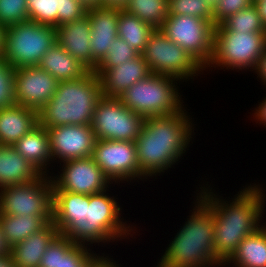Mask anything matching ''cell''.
<instances>
[{
	"instance_id": "cell-1",
	"label": "cell",
	"mask_w": 266,
	"mask_h": 267,
	"mask_svg": "<svg viewBox=\"0 0 266 267\" xmlns=\"http://www.w3.org/2000/svg\"><path fill=\"white\" fill-rule=\"evenodd\" d=\"M111 188L92 195L53 191L52 222L59 233L76 244L95 248L94 244L98 249L139 236L137 225L124 219L118 195L109 193Z\"/></svg>"
},
{
	"instance_id": "cell-2",
	"label": "cell",
	"mask_w": 266,
	"mask_h": 267,
	"mask_svg": "<svg viewBox=\"0 0 266 267\" xmlns=\"http://www.w3.org/2000/svg\"><path fill=\"white\" fill-rule=\"evenodd\" d=\"M254 181L242 186L231 199L230 196L224 199L219 190L217 193L212 181L200 182L203 184H198L199 188L194 191L214 215V252L223 263L232 256L246 236L265 224L266 187Z\"/></svg>"
},
{
	"instance_id": "cell-3",
	"label": "cell",
	"mask_w": 266,
	"mask_h": 267,
	"mask_svg": "<svg viewBox=\"0 0 266 267\" xmlns=\"http://www.w3.org/2000/svg\"><path fill=\"white\" fill-rule=\"evenodd\" d=\"M187 110L190 109L186 105L175 114L144 119L135 145L139 168L148 179H158L170 168L175 169L190 150L196 134L194 130L198 132V129H195L197 124L192 113Z\"/></svg>"
},
{
	"instance_id": "cell-4",
	"label": "cell",
	"mask_w": 266,
	"mask_h": 267,
	"mask_svg": "<svg viewBox=\"0 0 266 267\" xmlns=\"http://www.w3.org/2000/svg\"><path fill=\"white\" fill-rule=\"evenodd\" d=\"M192 195V210L165 251L162 250L154 267H223L224 263L214 252V215L195 194Z\"/></svg>"
},
{
	"instance_id": "cell-5",
	"label": "cell",
	"mask_w": 266,
	"mask_h": 267,
	"mask_svg": "<svg viewBox=\"0 0 266 267\" xmlns=\"http://www.w3.org/2000/svg\"><path fill=\"white\" fill-rule=\"evenodd\" d=\"M102 98L99 78L88 71L76 80L60 81L51 99L38 111V124L46 129L64 125H91Z\"/></svg>"
},
{
	"instance_id": "cell-6",
	"label": "cell",
	"mask_w": 266,
	"mask_h": 267,
	"mask_svg": "<svg viewBox=\"0 0 266 267\" xmlns=\"http://www.w3.org/2000/svg\"><path fill=\"white\" fill-rule=\"evenodd\" d=\"M181 84L183 85L173 76L152 73L126 89L118 99L132 112L144 118L168 116L186 106L183 104V94L179 92Z\"/></svg>"
},
{
	"instance_id": "cell-7",
	"label": "cell",
	"mask_w": 266,
	"mask_h": 267,
	"mask_svg": "<svg viewBox=\"0 0 266 267\" xmlns=\"http://www.w3.org/2000/svg\"><path fill=\"white\" fill-rule=\"evenodd\" d=\"M265 47L266 33L231 32L219 24L214 27L212 59L204 71L253 72Z\"/></svg>"
},
{
	"instance_id": "cell-8",
	"label": "cell",
	"mask_w": 266,
	"mask_h": 267,
	"mask_svg": "<svg viewBox=\"0 0 266 267\" xmlns=\"http://www.w3.org/2000/svg\"><path fill=\"white\" fill-rule=\"evenodd\" d=\"M56 43V27L27 20L5 29L1 57L15 69L38 66L42 57Z\"/></svg>"
},
{
	"instance_id": "cell-9",
	"label": "cell",
	"mask_w": 266,
	"mask_h": 267,
	"mask_svg": "<svg viewBox=\"0 0 266 267\" xmlns=\"http://www.w3.org/2000/svg\"><path fill=\"white\" fill-rule=\"evenodd\" d=\"M151 73L173 76L182 83L193 81L204 75V68L179 45L155 29L141 53ZM196 77V78H195Z\"/></svg>"
},
{
	"instance_id": "cell-10",
	"label": "cell",
	"mask_w": 266,
	"mask_h": 267,
	"mask_svg": "<svg viewBox=\"0 0 266 267\" xmlns=\"http://www.w3.org/2000/svg\"><path fill=\"white\" fill-rule=\"evenodd\" d=\"M214 27L198 17L168 15L160 30L205 69L212 59Z\"/></svg>"
},
{
	"instance_id": "cell-11",
	"label": "cell",
	"mask_w": 266,
	"mask_h": 267,
	"mask_svg": "<svg viewBox=\"0 0 266 267\" xmlns=\"http://www.w3.org/2000/svg\"><path fill=\"white\" fill-rule=\"evenodd\" d=\"M91 157L117 186L149 180L139 168L135 142L97 139Z\"/></svg>"
},
{
	"instance_id": "cell-12",
	"label": "cell",
	"mask_w": 266,
	"mask_h": 267,
	"mask_svg": "<svg viewBox=\"0 0 266 267\" xmlns=\"http://www.w3.org/2000/svg\"><path fill=\"white\" fill-rule=\"evenodd\" d=\"M144 119L142 115L128 109L118 98L102 97L93 113L91 128L96 139L135 142Z\"/></svg>"
},
{
	"instance_id": "cell-13",
	"label": "cell",
	"mask_w": 266,
	"mask_h": 267,
	"mask_svg": "<svg viewBox=\"0 0 266 267\" xmlns=\"http://www.w3.org/2000/svg\"><path fill=\"white\" fill-rule=\"evenodd\" d=\"M52 203L53 182L48 175L0 189L2 215H52Z\"/></svg>"
},
{
	"instance_id": "cell-14",
	"label": "cell",
	"mask_w": 266,
	"mask_h": 267,
	"mask_svg": "<svg viewBox=\"0 0 266 267\" xmlns=\"http://www.w3.org/2000/svg\"><path fill=\"white\" fill-rule=\"evenodd\" d=\"M56 167L50 175L53 191L92 195L116 185L104 175L91 156L63 161Z\"/></svg>"
},
{
	"instance_id": "cell-15",
	"label": "cell",
	"mask_w": 266,
	"mask_h": 267,
	"mask_svg": "<svg viewBox=\"0 0 266 267\" xmlns=\"http://www.w3.org/2000/svg\"><path fill=\"white\" fill-rule=\"evenodd\" d=\"M53 164L92 156L96 136L91 125H64L47 129Z\"/></svg>"
},
{
	"instance_id": "cell-16",
	"label": "cell",
	"mask_w": 266,
	"mask_h": 267,
	"mask_svg": "<svg viewBox=\"0 0 266 267\" xmlns=\"http://www.w3.org/2000/svg\"><path fill=\"white\" fill-rule=\"evenodd\" d=\"M58 82L39 66L17 68L14 74L15 101L38 112L55 94Z\"/></svg>"
},
{
	"instance_id": "cell-17",
	"label": "cell",
	"mask_w": 266,
	"mask_h": 267,
	"mask_svg": "<svg viewBox=\"0 0 266 267\" xmlns=\"http://www.w3.org/2000/svg\"><path fill=\"white\" fill-rule=\"evenodd\" d=\"M94 72L99 78L102 97L108 98H118L133 84L152 74L141 54L119 66Z\"/></svg>"
},
{
	"instance_id": "cell-18",
	"label": "cell",
	"mask_w": 266,
	"mask_h": 267,
	"mask_svg": "<svg viewBox=\"0 0 266 267\" xmlns=\"http://www.w3.org/2000/svg\"><path fill=\"white\" fill-rule=\"evenodd\" d=\"M120 10L98 7L86 12L91 26L92 71L103 61L111 44L118 37Z\"/></svg>"
},
{
	"instance_id": "cell-19",
	"label": "cell",
	"mask_w": 266,
	"mask_h": 267,
	"mask_svg": "<svg viewBox=\"0 0 266 267\" xmlns=\"http://www.w3.org/2000/svg\"><path fill=\"white\" fill-rule=\"evenodd\" d=\"M29 20L54 27L83 17L87 10L77 0H27Z\"/></svg>"
},
{
	"instance_id": "cell-20",
	"label": "cell",
	"mask_w": 266,
	"mask_h": 267,
	"mask_svg": "<svg viewBox=\"0 0 266 267\" xmlns=\"http://www.w3.org/2000/svg\"><path fill=\"white\" fill-rule=\"evenodd\" d=\"M57 43L89 71H92L91 26L87 13L72 22L56 27Z\"/></svg>"
},
{
	"instance_id": "cell-21",
	"label": "cell",
	"mask_w": 266,
	"mask_h": 267,
	"mask_svg": "<svg viewBox=\"0 0 266 267\" xmlns=\"http://www.w3.org/2000/svg\"><path fill=\"white\" fill-rule=\"evenodd\" d=\"M13 147L43 175L50 176L53 173L55 167L50 150L49 134L45 127L38 124L22 136Z\"/></svg>"
},
{
	"instance_id": "cell-22",
	"label": "cell",
	"mask_w": 266,
	"mask_h": 267,
	"mask_svg": "<svg viewBox=\"0 0 266 267\" xmlns=\"http://www.w3.org/2000/svg\"><path fill=\"white\" fill-rule=\"evenodd\" d=\"M53 222L10 248L13 267H39L47 247L59 235Z\"/></svg>"
},
{
	"instance_id": "cell-23",
	"label": "cell",
	"mask_w": 266,
	"mask_h": 267,
	"mask_svg": "<svg viewBox=\"0 0 266 267\" xmlns=\"http://www.w3.org/2000/svg\"><path fill=\"white\" fill-rule=\"evenodd\" d=\"M38 125V112L22 105L0 109V145L13 146Z\"/></svg>"
},
{
	"instance_id": "cell-24",
	"label": "cell",
	"mask_w": 266,
	"mask_h": 267,
	"mask_svg": "<svg viewBox=\"0 0 266 267\" xmlns=\"http://www.w3.org/2000/svg\"><path fill=\"white\" fill-rule=\"evenodd\" d=\"M43 174L13 146L0 145V189L39 179Z\"/></svg>"
},
{
	"instance_id": "cell-25",
	"label": "cell",
	"mask_w": 266,
	"mask_h": 267,
	"mask_svg": "<svg viewBox=\"0 0 266 267\" xmlns=\"http://www.w3.org/2000/svg\"><path fill=\"white\" fill-rule=\"evenodd\" d=\"M223 267H266V222L240 242Z\"/></svg>"
},
{
	"instance_id": "cell-26",
	"label": "cell",
	"mask_w": 266,
	"mask_h": 267,
	"mask_svg": "<svg viewBox=\"0 0 266 267\" xmlns=\"http://www.w3.org/2000/svg\"><path fill=\"white\" fill-rule=\"evenodd\" d=\"M50 222L52 215H2L0 225L6 244L11 248L30 235L41 231Z\"/></svg>"
},
{
	"instance_id": "cell-27",
	"label": "cell",
	"mask_w": 266,
	"mask_h": 267,
	"mask_svg": "<svg viewBox=\"0 0 266 267\" xmlns=\"http://www.w3.org/2000/svg\"><path fill=\"white\" fill-rule=\"evenodd\" d=\"M38 66L50 73L59 82L79 79L89 71L58 43L46 52Z\"/></svg>"
},
{
	"instance_id": "cell-28",
	"label": "cell",
	"mask_w": 266,
	"mask_h": 267,
	"mask_svg": "<svg viewBox=\"0 0 266 267\" xmlns=\"http://www.w3.org/2000/svg\"><path fill=\"white\" fill-rule=\"evenodd\" d=\"M155 29L125 10H120L118 20V37L140 54L146 47L149 36Z\"/></svg>"
},
{
	"instance_id": "cell-29",
	"label": "cell",
	"mask_w": 266,
	"mask_h": 267,
	"mask_svg": "<svg viewBox=\"0 0 266 267\" xmlns=\"http://www.w3.org/2000/svg\"><path fill=\"white\" fill-rule=\"evenodd\" d=\"M123 10L160 29L169 15V0H128Z\"/></svg>"
},
{
	"instance_id": "cell-30",
	"label": "cell",
	"mask_w": 266,
	"mask_h": 267,
	"mask_svg": "<svg viewBox=\"0 0 266 267\" xmlns=\"http://www.w3.org/2000/svg\"><path fill=\"white\" fill-rule=\"evenodd\" d=\"M221 24L231 32H243L244 34L250 32L266 33V27L262 23L254 4L229 16Z\"/></svg>"
},
{
	"instance_id": "cell-31",
	"label": "cell",
	"mask_w": 266,
	"mask_h": 267,
	"mask_svg": "<svg viewBox=\"0 0 266 267\" xmlns=\"http://www.w3.org/2000/svg\"><path fill=\"white\" fill-rule=\"evenodd\" d=\"M169 15L194 16L213 24V9L205 0H169Z\"/></svg>"
},
{
	"instance_id": "cell-32",
	"label": "cell",
	"mask_w": 266,
	"mask_h": 267,
	"mask_svg": "<svg viewBox=\"0 0 266 267\" xmlns=\"http://www.w3.org/2000/svg\"><path fill=\"white\" fill-rule=\"evenodd\" d=\"M139 55V52L129 47L123 39L117 37L111 44L105 58L96 69H110L123 64L127 60L136 58Z\"/></svg>"
},
{
	"instance_id": "cell-33",
	"label": "cell",
	"mask_w": 266,
	"mask_h": 267,
	"mask_svg": "<svg viewBox=\"0 0 266 267\" xmlns=\"http://www.w3.org/2000/svg\"><path fill=\"white\" fill-rule=\"evenodd\" d=\"M27 20V0H0V25L7 28Z\"/></svg>"
},
{
	"instance_id": "cell-34",
	"label": "cell",
	"mask_w": 266,
	"mask_h": 267,
	"mask_svg": "<svg viewBox=\"0 0 266 267\" xmlns=\"http://www.w3.org/2000/svg\"><path fill=\"white\" fill-rule=\"evenodd\" d=\"M97 254L94 248L74 243L65 253H59L58 267H85Z\"/></svg>"
},
{
	"instance_id": "cell-35",
	"label": "cell",
	"mask_w": 266,
	"mask_h": 267,
	"mask_svg": "<svg viewBox=\"0 0 266 267\" xmlns=\"http://www.w3.org/2000/svg\"><path fill=\"white\" fill-rule=\"evenodd\" d=\"M15 68L0 57V109L16 105L14 97Z\"/></svg>"
},
{
	"instance_id": "cell-36",
	"label": "cell",
	"mask_w": 266,
	"mask_h": 267,
	"mask_svg": "<svg viewBox=\"0 0 266 267\" xmlns=\"http://www.w3.org/2000/svg\"><path fill=\"white\" fill-rule=\"evenodd\" d=\"M73 244L71 239L59 234L47 247L39 267H58L59 253H65Z\"/></svg>"
},
{
	"instance_id": "cell-37",
	"label": "cell",
	"mask_w": 266,
	"mask_h": 267,
	"mask_svg": "<svg viewBox=\"0 0 266 267\" xmlns=\"http://www.w3.org/2000/svg\"><path fill=\"white\" fill-rule=\"evenodd\" d=\"M252 4H254L252 0H219L213 9V25L221 24L229 16L250 7Z\"/></svg>"
},
{
	"instance_id": "cell-38",
	"label": "cell",
	"mask_w": 266,
	"mask_h": 267,
	"mask_svg": "<svg viewBox=\"0 0 266 267\" xmlns=\"http://www.w3.org/2000/svg\"><path fill=\"white\" fill-rule=\"evenodd\" d=\"M261 102L258 101L259 104L254 106V109L251 113V121L258 123L259 126L263 125L262 127H266V96L262 97ZM266 129V128H265Z\"/></svg>"
},
{
	"instance_id": "cell-39",
	"label": "cell",
	"mask_w": 266,
	"mask_h": 267,
	"mask_svg": "<svg viewBox=\"0 0 266 267\" xmlns=\"http://www.w3.org/2000/svg\"><path fill=\"white\" fill-rule=\"evenodd\" d=\"M114 259L113 256L109 254L106 255L105 251L103 253L98 252L95 256V267H123V265L118 263V260L116 261Z\"/></svg>"
},
{
	"instance_id": "cell-40",
	"label": "cell",
	"mask_w": 266,
	"mask_h": 267,
	"mask_svg": "<svg viewBox=\"0 0 266 267\" xmlns=\"http://www.w3.org/2000/svg\"><path fill=\"white\" fill-rule=\"evenodd\" d=\"M251 73L257 74L256 78H258L261 81L262 85H264L266 88V47L263 55L258 61L256 68L254 69V72Z\"/></svg>"
},
{
	"instance_id": "cell-41",
	"label": "cell",
	"mask_w": 266,
	"mask_h": 267,
	"mask_svg": "<svg viewBox=\"0 0 266 267\" xmlns=\"http://www.w3.org/2000/svg\"><path fill=\"white\" fill-rule=\"evenodd\" d=\"M128 0H101V7L112 9H124Z\"/></svg>"
},
{
	"instance_id": "cell-42",
	"label": "cell",
	"mask_w": 266,
	"mask_h": 267,
	"mask_svg": "<svg viewBox=\"0 0 266 267\" xmlns=\"http://www.w3.org/2000/svg\"><path fill=\"white\" fill-rule=\"evenodd\" d=\"M254 5L256 6L258 10L262 23L266 27V0L255 1Z\"/></svg>"
},
{
	"instance_id": "cell-43",
	"label": "cell",
	"mask_w": 266,
	"mask_h": 267,
	"mask_svg": "<svg viewBox=\"0 0 266 267\" xmlns=\"http://www.w3.org/2000/svg\"><path fill=\"white\" fill-rule=\"evenodd\" d=\"M85 10L101 7V0H77Z\"/></svg>"
},
{
	"instance_id": "cell-44",
	"label": "cell",
	"mask_w": 266,
	"mask_h": 267,
	"mask_svg": "<svg viewBox=\"0 0 266 267\" xmlns=\"http://www.w3.org/2000/svg\"><path fill=\"white\" fill-rule=\"evenodd\" d=\"M6 254H10V248L5 242L0 225V256H4Z\"/></svg>"
},
{
	"instance_id": "cell-45",
	"label": "cell",
	"mask_w": 266,
	"mask_h": 267,
	"mask_svg": "<svg viewBox=\"0 0 266 267\" xmlns=\"http://www.w3.org/2000/svg\"><path fill=\"white\" fill-rule=\"evenodd\" d=\"M0 267H13L10 254L0 256Z\"/></svg>"
},
{
	"instance_id": "cell-46",
	"label": "cell",
	"mask_w": 266,
	"mask_h": 267,
	"mask_svg": "<svg viewBox=\"0 0 266 267\" xmlns=\"http://www.w3.org/2000/svg\"><path fill=\"white\" fill-rule=\"evenodd\" d=\"M5 27L0 25V57L4 52V42H5Z\"/></svg>"
},
{
	"instance_id": "cell-47",
	"label": "cell",
	"mask_w": 266,
	"mask_h": 267,
	"mask_svg": "<svg viewBox=\"0 0 266 267\" xmlns=\"http://www.w3.org/2000/svg\"><path fill=\"white\" fill-rule=\"evenodd\" d=\"M205 1L208 3V5H209L212 9H214V8L216 7L217 3L219 2V0H205Z\"/></svg>"
},
{
	"instance_id": "cell-48",
	"label": "cell",
	"mask_w": 266,
	"mask_h": 267,
	"mask_svg": "<svg viewBox=\"0 0 266 267\" xmlns=\"http://www.w3.org/2000/svg\"><path fill=\"white\" fill-rule=\"evenodd\" d=\"M85 267H95V257Z\"/></svg>"
}]
</instances>
